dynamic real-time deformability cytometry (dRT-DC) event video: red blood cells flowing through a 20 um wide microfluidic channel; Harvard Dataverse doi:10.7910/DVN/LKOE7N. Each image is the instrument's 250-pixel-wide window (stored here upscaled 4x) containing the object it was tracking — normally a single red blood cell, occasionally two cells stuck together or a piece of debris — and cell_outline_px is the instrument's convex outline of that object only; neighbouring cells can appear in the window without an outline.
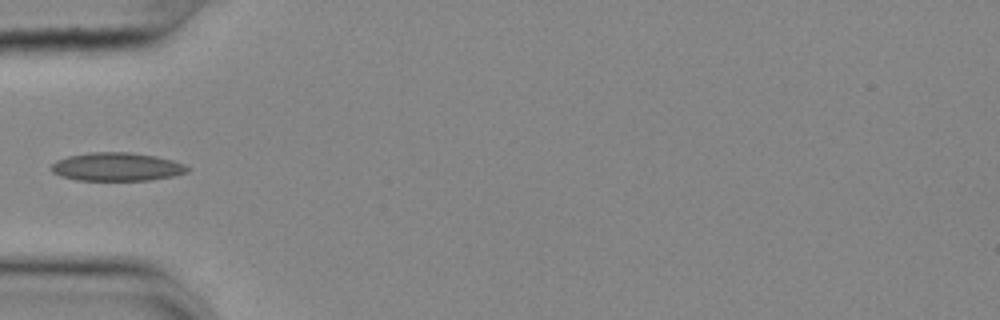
{"species": "common noctule bat (a hibernating species)", "species_latin": "Nyctalus noctula", "temperature_condition": "cold", "stored_images_in_passage": 38, "camera_frame_rate_fps": 3000, "um_per_image_px": 0.085, "animal": {"sex": "female", "body_mass_g": 25.1}, "frame": {"image": 1, "passage_image": 1, "time_ms": 0.0, "image_size_px": [1000, 320], "cell_outline_px": [[192, 168], [188, 172], [172, 176], [148, 180], [76, 180], [60, 176], [52, 172], [52, 164], [56, 160], [68, 156], [88, 152], [128, 152], [156, 156], [172, 160], [184, 164]], "centroid_in_image_um": [9.93, 14.17], "position_along_channel_um": 75.1, "area_um2": 22.54}}
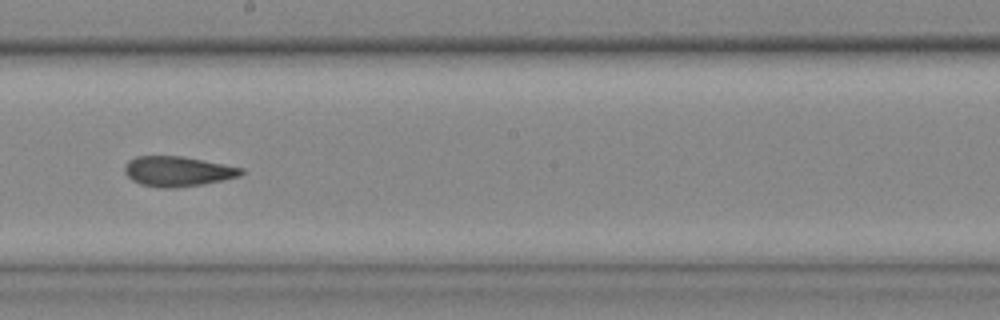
{"frame": {"image": 2, "passage_image": 14, "time_ms": 4.333, "image_size_px": [1000, 320], "cell_outline_px": [[244, 172], [240, 176], [204, 184], [176, 188], [160, 188], [140, 184], [132, 180], [124, 172], [124, 164], [128, 160], [136, 156], [184, 156], [244, 168]], "centroid_in_image_um": [15.09, 14.56], "position_along_channel_um": 233.1, "area_um2": 20.63}}
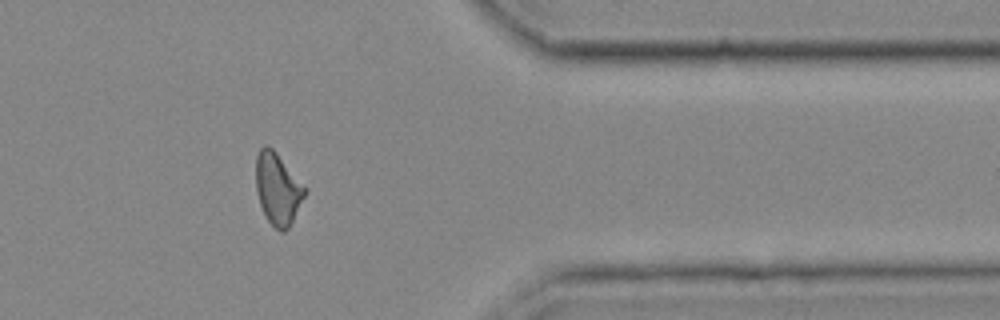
{"frame": {"image": 3, "passage_image": 28, "time_ms": 9.0, "image_size_px": [1000, 320], "cell_outline_px": [[308, 188], [288, 228], [284, 232], [280, 232], [264, 216], [260, 204], [256, 188], [256, 156], [260, 148], [264, 144], [268, 144], [276, 152]], "centroid_in_image_um": [23.6, 16.01], "position_along_channel_um": 387.8, "area_um2": 20.4}}